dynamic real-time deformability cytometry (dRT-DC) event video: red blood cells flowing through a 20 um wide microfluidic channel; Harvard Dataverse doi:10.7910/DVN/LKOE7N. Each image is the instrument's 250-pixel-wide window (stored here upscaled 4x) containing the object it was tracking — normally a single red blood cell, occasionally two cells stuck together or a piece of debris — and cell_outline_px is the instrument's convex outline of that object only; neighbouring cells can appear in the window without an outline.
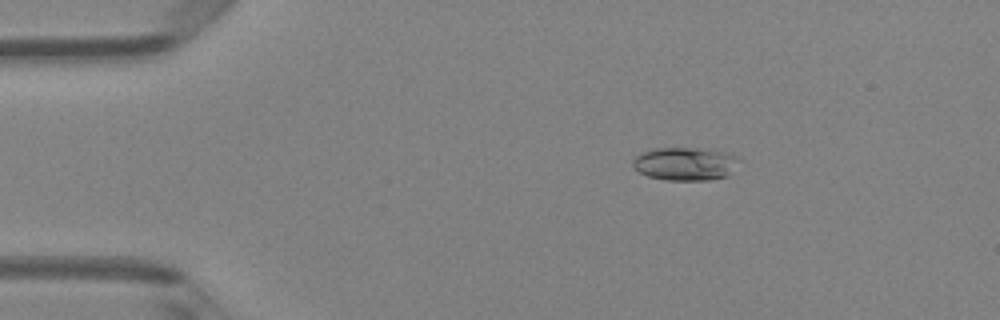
{"species": "Egyptian fruit bat (a non-hibernating species)", "species_latin": "Rousettus aegyptiacus", "temperature_condition": "room temperature", "stored_images_in_passage": 2, "camera_frame_rate_fps": 3000, "um_per_image_px": 0.085, "animal": {"sex": "female"}, "frame": {"image": 1, "passage_image": 1, "time_ms": 0.0, "image_size_px": [1000, 320], "cell_outline_px": [[740, 160], [728, 176], [712, 180], [664, 180], [648, 176], [640, 172], [632, 164], [632, 160], [636, 156], [644, 152], [656, 148], [696, 148], [728, 152], [736, 156]], "centroid_in_image_um": [58.27, 13.93], "position_along_channel_um": 26.7, "area_um2": 20.52}}